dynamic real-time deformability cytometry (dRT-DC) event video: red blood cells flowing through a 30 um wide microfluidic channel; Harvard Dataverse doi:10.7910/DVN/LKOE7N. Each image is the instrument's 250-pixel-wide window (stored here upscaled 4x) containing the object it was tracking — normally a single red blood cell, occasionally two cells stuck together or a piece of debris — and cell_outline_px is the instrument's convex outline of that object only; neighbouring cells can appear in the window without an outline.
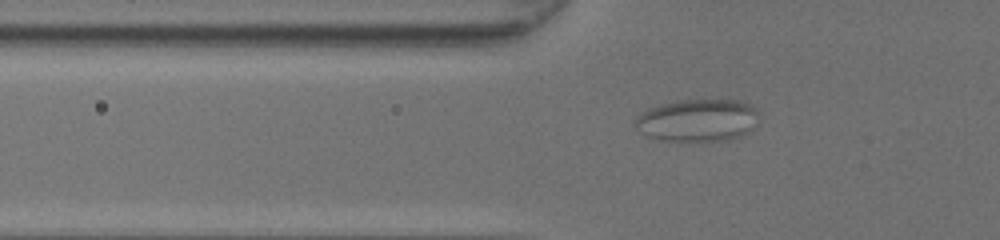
{"species": "common noctule bat (a hibernating species)", "species_latin": "Nyctalus noctula", "temperature_condition": "room temperature", "stored_images_in_passage": 45, "camera_frame_rate_fps": 3000, "um_per_image_px": 0.085, "animal": {"sex": "female", "body_mass_g": 20.0, "forearm_length_mm": 54.0}, "frame": {"image": 1, "passage_image": 13, "time_ms": 4.0, "image_size_px": [1000, 240], "cell_outline_px": [[756, 112], [748, 128], [740, 136], [728, 140], [660, 140], [648, 136], [636, 128], [632, 124], [636, 116], [640, 112], [648, 108], [660, 104], [684, 100], [740, 100], [748, 104]], "centroid_in_image_um": [59.14, 10.21], "position_along_channel_um": 66.7, "area_um2": 29.77}}
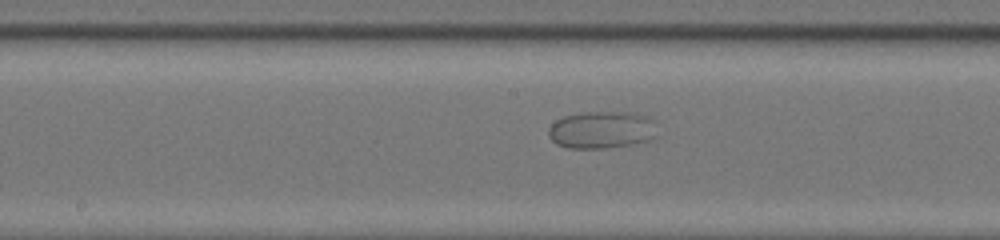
{"frame": {"image": 2, "passage_image": 23, "time_ms": 7.333, "image_size_px": [1000, 240], "cell_outline_px": [[656, 136], [648, 140], [632, 144], [604, 148], [568, 148], [556, 144], [548, 136], [548, 128], [556, 120], [564, 116], [584, 112], [636, 112], [648, 116], [652, 120]], "centroid_in_image_um": [51.12, 11.03], "position_along_channel_um": 197.1, "area_um2": 23.64}}
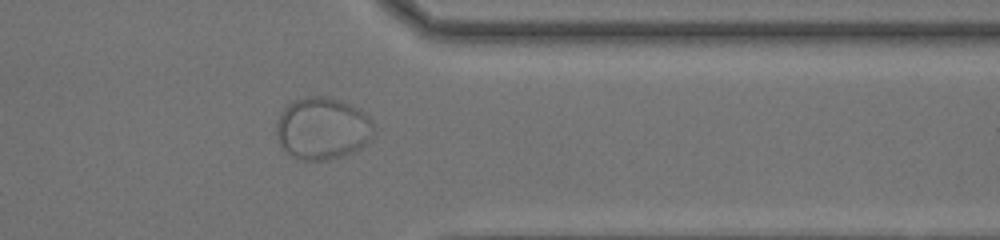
{"frame": {"image": 3, "passage_image": 37, "time_ms": 12.0, "image_size_px": [1000, 240], "cell_outline_px": [[372, 136], [360, 148], [352, 152], [328, 160], [300, 160], [292, 156], [280, 144], [276, 136], [276, 128], [280, 116], [284, 108], [288, 104], [296, 100], [308, 96], [328, 96], [340, 100], [360, 108], [368, 116], [372, 124]], "centroid_in_image_um": [27.4, 10.91], "position_along_channel_um": 384.0, "area_um2": 35.03}}